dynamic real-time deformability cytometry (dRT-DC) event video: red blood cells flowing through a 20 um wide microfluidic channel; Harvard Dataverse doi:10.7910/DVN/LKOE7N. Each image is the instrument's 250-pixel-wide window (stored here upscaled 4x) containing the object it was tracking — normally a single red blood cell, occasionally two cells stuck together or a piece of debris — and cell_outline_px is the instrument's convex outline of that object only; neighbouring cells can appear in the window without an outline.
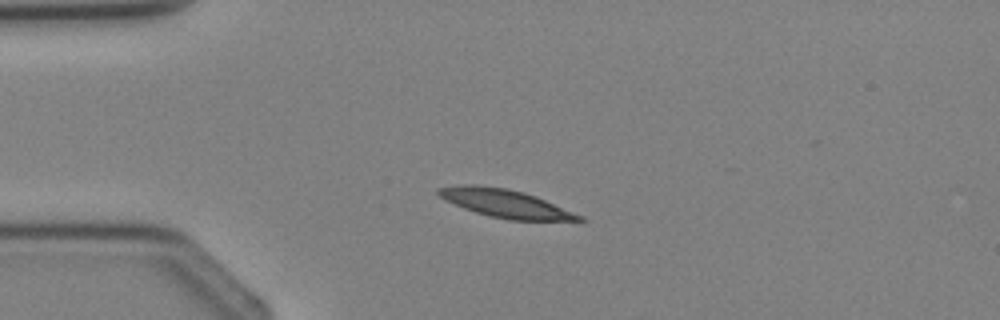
{"species": "Egyptian fruit bat (a non-hibernating species)", "species_latin": "Rousettus aegyptiacus", "temperature_condition": "cold", "stored_images_in_passage": 2, "camera_frame_rate_fps": 3000, "um_per_image_px": 0.085, "animal": {"sex": "female"}, "frame": {"image": 1, "passage_image": 1, "time_ms": 0.0, "image_size_px": [1000, 320], "cell_outline_px": [[588, 220], [508, 220], [476, 212], [464, 208], [444, 200], [436, 192], [436, 188], [460, 184], [476, 184], [508, 188], [524, 192], [536, 196], [584, 216]], "centroid_in_image_um": [42.93, 17.27], "position_along_channel_um": 42.1, "area_um2": 23.06}}